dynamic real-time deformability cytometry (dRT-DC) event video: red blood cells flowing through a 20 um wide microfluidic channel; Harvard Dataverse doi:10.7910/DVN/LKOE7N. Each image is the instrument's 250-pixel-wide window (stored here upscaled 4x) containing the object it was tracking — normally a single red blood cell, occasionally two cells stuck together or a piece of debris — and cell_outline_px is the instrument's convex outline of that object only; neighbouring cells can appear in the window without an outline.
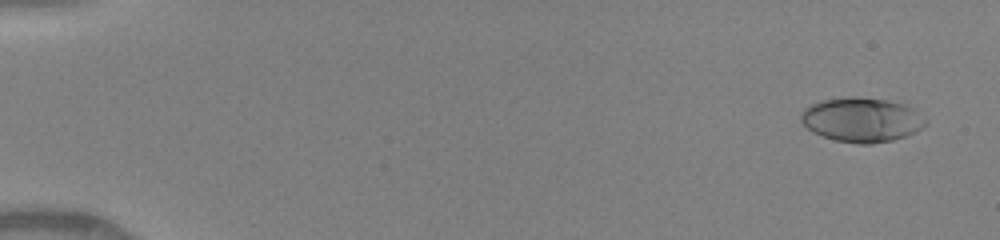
{"species": "human", "species_latin": "Homo sapiens", "temperature_condition": "warm", "stored_images_in_passage": 50, "camera_frame_rate_fps": 3000, "um_per_image_px": 0.085, "donor": {"sex": "female"}, "frame": {"image": 1, "passage_image": 3, "time_ms": 0.667, "image_size_px": [1000, 240], "cell_outline_px": [[928, 124], [916, 132], [892, 140], [872, 144], [860, 144], [836, 140], [812, 132], [800, 120], [800, 112], [804, 108], [812, 104], [824, 100], [848, 96], [856, 96], [884, 100], [900, 104], [912, 108], [928, 120]], "centroid_in_image_um": [73.24, 10.18], "position_along_channel_um": 11.8, "area_um2": 32.14}}
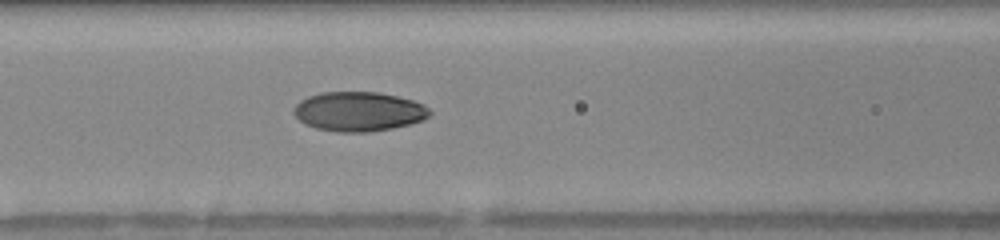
{"frame": {"image": 2, "passage_image": 23, "time_ms": 7.333, "image_size_px": [1000, 240], "cell_outline_px": [[432, 112], [424, 120], [392, 128], [368, 132], [336, 132], [316, 128], [304, 124], [292, 112], [292, 108], [300, 100], [308, 96], [324, 92], [376, 92], [396, 96], [412, 100], [424, 104]], "centroid_in_image_um": [30.47, 9.48], "position_along_channel_um": 136.1, "area_um2": 31.27}}
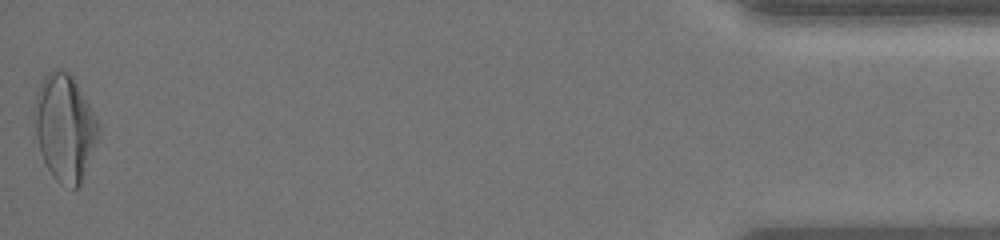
{"frame": {"image": 3, "passage_image": 50, "time_ms": 16.333, "image_size_px": [1000, 240], "cell_outline_px": [[100, 132], [80, 184], [76, 188], [72, 188], [60, 184], [52, 176], [40, 152], [36, 132], [36, 92], [44, 76], [48, 72], [56, 68], [64, 68], [72, 76], [92, 112], [100, 128]], "centroid_in_image_um": [5.5, 10.84], "position_along_channel_um": 429.7, "area_um2": 38.84}, "authors_computed_cell_mechanics": {"area_um2": 31.1542, "velocity_mm_per_s": 4.1551, "shape_relaxation_time_tau1_ms": 3.4735, "shape_relaxation_time_tau2_ms": 0.6846, "deformation_change_tau1": 0.2073, "deformation_change_tau2": 0.0444}}